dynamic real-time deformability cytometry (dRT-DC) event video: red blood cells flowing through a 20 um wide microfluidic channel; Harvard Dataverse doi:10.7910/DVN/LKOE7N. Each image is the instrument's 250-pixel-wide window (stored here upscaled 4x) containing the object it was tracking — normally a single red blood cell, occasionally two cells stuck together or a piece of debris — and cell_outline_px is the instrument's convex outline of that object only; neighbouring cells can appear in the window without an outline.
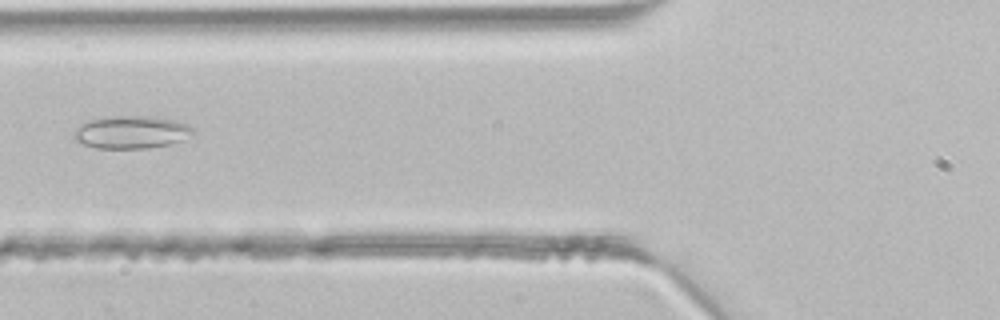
{"species": "common noctule bat (a hibernating species)", "species_latin": "Nyctalus noctula", "temperature_condition": "room temperature", "stored_images_in_passage": 30, "segment_of_instrument_passage": [1, 2], "camera_frame_rate_fps": 3000, "um_per_image_px": 0.085, "animal": {"sex": "male", "body_mass_g": 21.5, "forearm_length_mm": 52.0}, "frame": {"image": 1, "passage_image": 4, "time_ms": 1.0, "image_size_px": [1000, 320], "cell_outline_px": [[196, 132], [180, 140], [168, 144], [148, 148], [96, 148], [84, 144], [76, 140], [72, 136], [84, 124], [92, 120], [112, 116], [152, 116], [176, 120], [188, 124], [196, 128]], "centroid_in_image_um": [11.25, 11.23], "position_along_channel_um": 114.5, "area_um2": 22.37}}
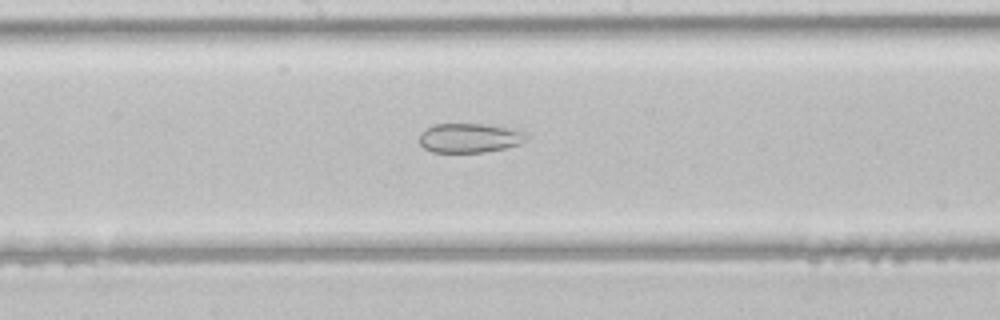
{"frame": {"image": 2, "passage_image": 10, "time_ms": 3.0, "image_size_px": [1000, 320], "cell_outline_px": [[532, 136], [528, 140], [520, 144], [504, 148], [484, 152], [432, 152], [424, 148], [420, 144], [420, 132], [424, 128], [432, 124], [484, 124], [508, 128], [528, 132]], "centroid_in_image_um": [39.95, 11.72], "position_along_channel_um": 208.3, "area_um2": 18.61}}
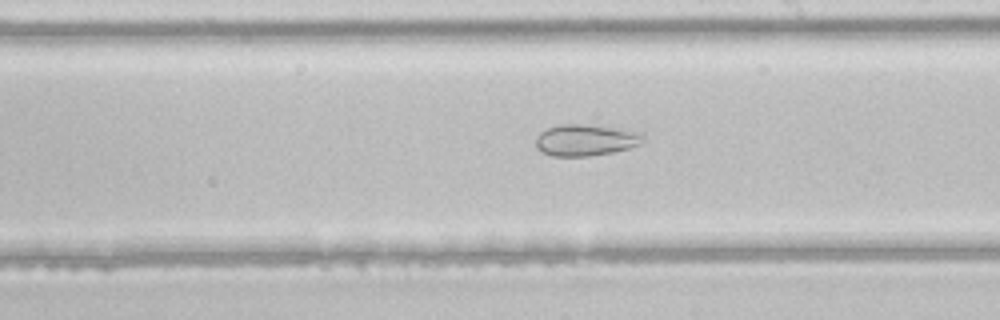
{"frame": {"image": 3, "passage_image": 12, "time_ms": 3.667, "image_size_px": [1000, 320], "cell_outline_px": [[644, 140], [640, 144], [628, 148], [612, 152], [588, 156], [552, 156], [536, 148], [536, 136], [540, 132], [556, 124], [584, 124], [644, 132]], "centroid_in_image_um": [49.78, 11.9], "position_along_channel_um": 239.2, "area_um2": 19.71}}